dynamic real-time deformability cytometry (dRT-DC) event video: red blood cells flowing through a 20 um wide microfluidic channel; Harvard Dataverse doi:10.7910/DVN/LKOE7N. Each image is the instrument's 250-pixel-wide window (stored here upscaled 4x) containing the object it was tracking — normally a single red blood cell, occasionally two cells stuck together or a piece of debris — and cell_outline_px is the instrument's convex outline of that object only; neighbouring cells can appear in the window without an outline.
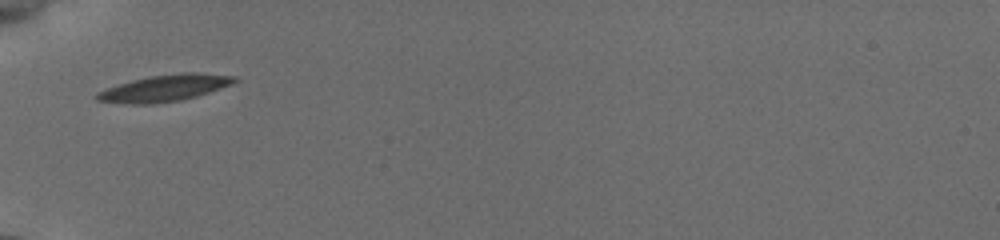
{"species": "common noctule bat (a hibernating species)", "species_latin": "Nyctalus noctula", "temperature_condition": "cold", "stored_images_in_passage": 17, "camera_frame_rate_fps": 3000, "um_per_image_px": 0.085, "animal": {"sex": "female", "body_mass_g": 19.5, "forearm_length_mm": 54.1}, "frame": {"image": 1, "passage_image": 1, "time_ms": 0.0, "image_size_px": [1000, 240], "cell_outline_px": [[240, 80], [232, 84], [196, 96], [180, 100], [152, 104], [132, 104], [96, 100], [92, 96], [96, 92], [104, 88], [132, 80], [148, 76], [180, 72], [196, 72], [236, 76]], "centroid_in_image_um": [13.96, 7.47], "position_along_channel_um": 71.0, "area_um2": 21.5}}
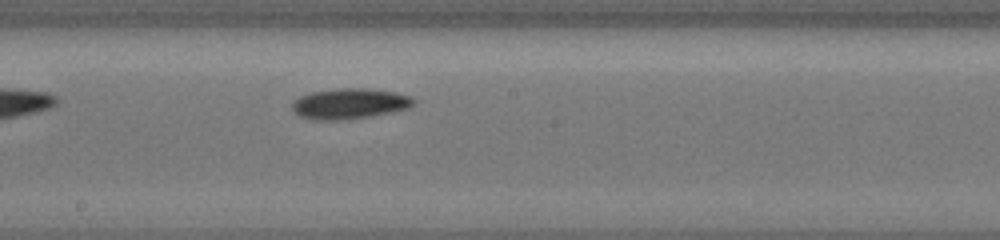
{"frame": {"image": 2, "passage_image": 9, "time_ms": 4.0, "image_size_px": [1000, 240], "cell_outline_px": [[416, 100], [408, 108], [368, 116], [336, 120], [312, 120], [300, 116], [292, 112], [292, 104], [300, 96], [312, 92], [340, 88], [364, 88], [392, 92], [412, 96]], "centroid_in_image_um": [29.67, 8.81], "position_along_channel_um": 218.5, "area_um2": 21.27}}
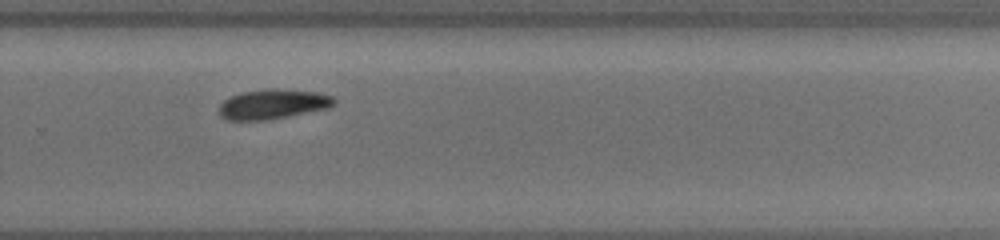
{"frame": {"image": 3, "passage_image": 14, "time_ms": 6.333, "image_size_px": [1000, 240], "cell_outline_px": [[336, 100], [328, 108], [268, 120], [228, 120], [220, 116], [220, 104], [224, 100], [232, 96], [244, 92], [272, 88], [276, 88], [316, 92], [332, 96]], "centroid_in_image_um": [23.19, 8.85], "position_along_channel_um": 306.6, "area_um2": 19.71}}